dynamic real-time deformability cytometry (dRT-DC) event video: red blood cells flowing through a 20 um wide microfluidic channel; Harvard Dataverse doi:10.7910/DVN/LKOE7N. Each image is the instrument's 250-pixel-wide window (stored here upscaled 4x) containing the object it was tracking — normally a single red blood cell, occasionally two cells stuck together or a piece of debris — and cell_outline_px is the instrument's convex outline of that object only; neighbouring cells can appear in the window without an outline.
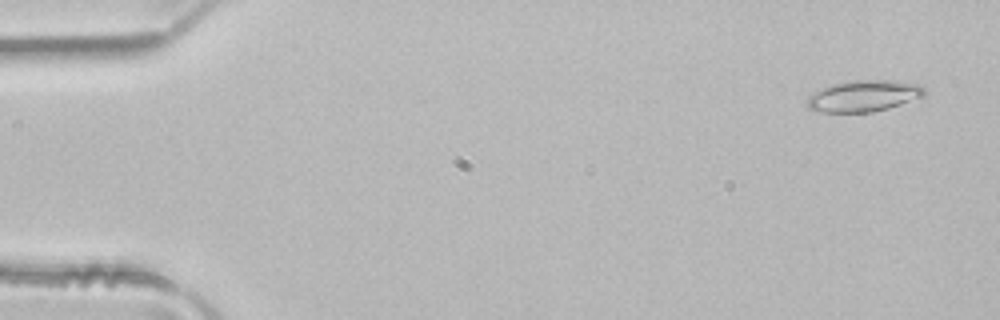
{"species": "common noctule bat (a hibernating species)", "species_latin": "Nyctalus noctula", "temperature_condition": "room temperature", "stored_images_in_passage": 4, "camera_frame_rate_fps": 3000, "um_per_image_px": 0.085, "animal": {"sex": "male", "body_mass_g": 21.5, "forearm_length_mm": 52.0}, "frame": {"image": 1, "passage_image": 1, "time_ms": 0.0, "image_size_px": [1000, 320], "cell_outline_px": [[924, 96], [888, 108], [872, 112], [820, 112], [808, 108], [808, 96], [832, 84], [856, 80], [892, 80], [920, 84], [924, 88]], "centroid_in_image_um": [73.44, 8.15], "position_along_channel_um": 11.6, "area_um2": 21.15}}